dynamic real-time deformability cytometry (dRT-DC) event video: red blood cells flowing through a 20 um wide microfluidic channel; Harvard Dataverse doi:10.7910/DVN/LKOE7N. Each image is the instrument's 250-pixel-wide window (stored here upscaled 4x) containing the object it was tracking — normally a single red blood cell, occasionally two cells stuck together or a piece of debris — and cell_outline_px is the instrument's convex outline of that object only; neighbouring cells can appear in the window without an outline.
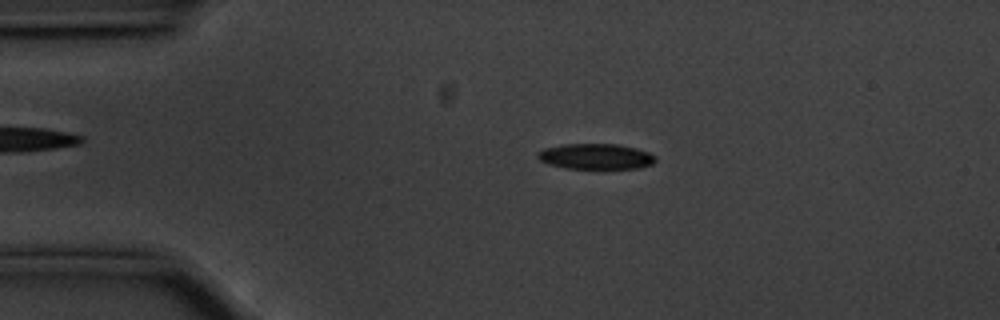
{"species": "common noctule bat (a hibernating species)", "species_latin": "Nyctalus noctula", "temperature_condition": "cold", "stored_images_in_passage": 56, "camera_frame_rate_fps": 3000, "um_per_image_px": 0.085, "animal": {"sex": "male", "body_mass_g": 20.1, "forearm_length_mm": 53.5}, "frame": {"image": 1, "passage_image": 11, "time_ms": 3.333, "image_size_px": [1000, 320], "cell_outline_px": [[656, 160], [652, 164], [640, 168], [564, 168], [548, 164], [540, 160], [536, 156], [536, 152], [544, 148], [560, 144], [616, 144], [636, 148], [648, 152], [656, 156]], "centroid_in_image_um": [50.61, 13.29], "position_along_channel_um": 34.4, "area_um2": 17.63}}
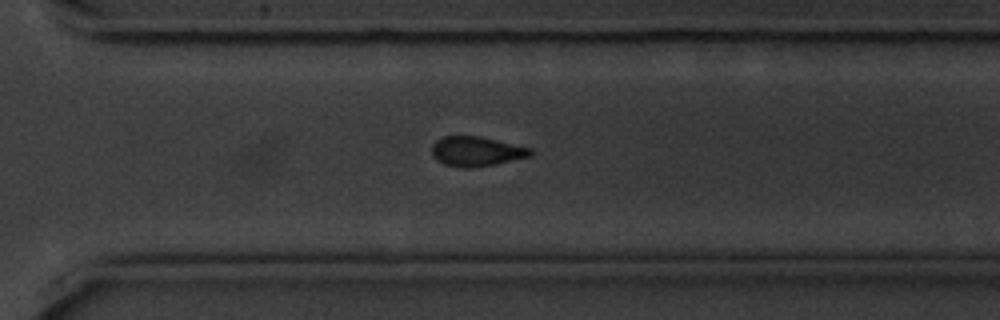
{"frame": {"image": 2, "passage_image": 39, "time_ms": 12.667, "image_size_px": [1000, 320], "cell_outline_px": [[532, 156], [496, 164], [472, 168], [460, 168], [444, 164], [436, 160], [432, 156], [432, 144], [436, 140], [444, 136], [480, 136], [532, 148]], "centroid_in_image_um": [40.48, 12.87], "position_along_channel_um": 330.1, "area_um2": 17.28}}
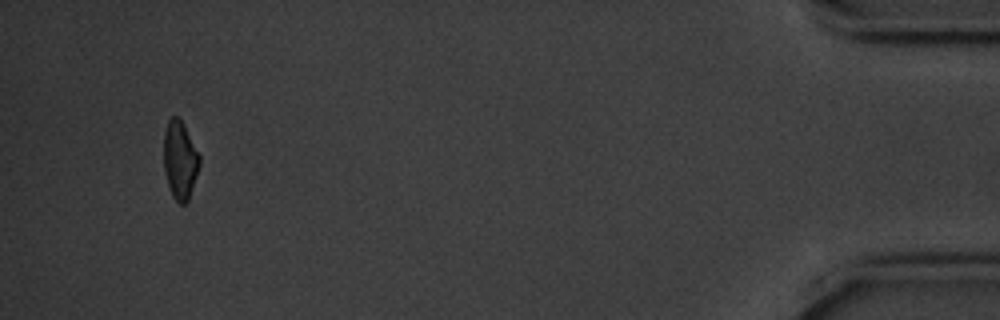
{"frame": {"image": 3, "passage_image": 53, "time_ms": 17.333, "image_size_px": [1000, 320], "cell_outline_px": [[200, 164], [188, 200], [184, 204], [180, 204], [172, 196], [164, 172], [164, 132], [168, 120], [172, 116], [176, 116], [184, 124], [200, 156]], "centroid_in_image_um": [15.29, 13.59], "position_along_channel_um": 419.9, "area_um2": 16.18}, "authors_computed_cell_mechanics": {"area_um2": 17.5134, "velocity_mm_per_s": 3.5546, "shape_relaxation_time_tau1_ms": 2.6432, "shape_relaxation_time_tau2_ms": null, "deformation_change_tau1": 0.106, "deformation_change_tau2": null}}